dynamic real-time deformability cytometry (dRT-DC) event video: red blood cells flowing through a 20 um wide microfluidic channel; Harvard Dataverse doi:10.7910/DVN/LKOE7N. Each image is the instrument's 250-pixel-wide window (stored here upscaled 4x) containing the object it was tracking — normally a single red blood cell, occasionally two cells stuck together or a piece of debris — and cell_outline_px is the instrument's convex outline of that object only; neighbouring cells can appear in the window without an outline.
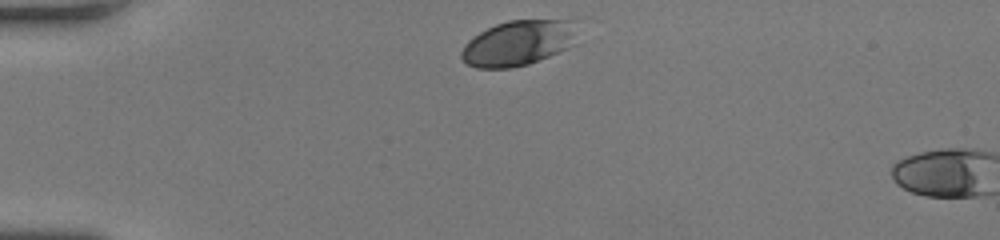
{"species": "human", "species_latin": "Homo sapiens", "temperature_condition": "room temperature", "stored_images_in_passage": 3, "camera_frame_rate_fps": 3000, "um_per_image_px": 0.085, "donor": {"sex": "female"}, "frame": {"image": 1, "passage_image": 1, "time_ms": 0.0, "image_size_px": [1000, 240], "cell_outline_px": [[576, 44], [568, 48], [528, 64], [512, 68], [476, 68], [468, 64], [460, 56], [460, 52], [464, 44], [472, 36], [496, 24], [508, 20], [572, 20]], "centroid_in_image_um": [44.01, 3.66], "position_along_channel_um": 41.0, "area_um2": 30.46}}